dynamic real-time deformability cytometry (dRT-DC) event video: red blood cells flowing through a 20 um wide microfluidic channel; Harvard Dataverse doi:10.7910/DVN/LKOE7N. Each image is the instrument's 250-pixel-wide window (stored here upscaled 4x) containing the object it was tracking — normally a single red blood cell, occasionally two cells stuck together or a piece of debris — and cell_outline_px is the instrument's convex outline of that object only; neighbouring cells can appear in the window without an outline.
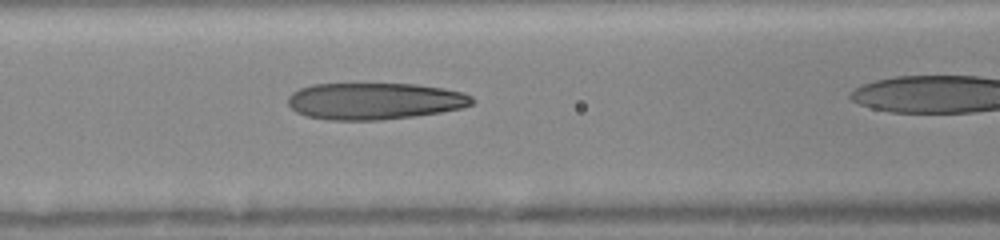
{"species": "human", "species_latin": "Homo sapiens", "temperature_condition": "room temperature", "stored_images_in_passage": 26, "camera_frame_rate_fps": 3000, "um_per_image_px": 0.085, "donor": {"sex": "female"}, "frame": {"image": 1, "passage_image": 18, "time_ms": 4.0, "image_size_px": [1000, 240], "cell_outline_px": [[476, 100], [472, 104], [460, 108], [440, 112], [416, 116], [380, 120], [328, 120], [304, 116], [296, 112], [288, 104], [288, 96], [292, 92], [300, 88], [312, 84], [416, 84], [444, 88], [464, 92], [472, 96]], "centroid_in_image_um": [31.84, 8.59], "position_along_channel_um": 134.8, "area_um2": 39.71}}